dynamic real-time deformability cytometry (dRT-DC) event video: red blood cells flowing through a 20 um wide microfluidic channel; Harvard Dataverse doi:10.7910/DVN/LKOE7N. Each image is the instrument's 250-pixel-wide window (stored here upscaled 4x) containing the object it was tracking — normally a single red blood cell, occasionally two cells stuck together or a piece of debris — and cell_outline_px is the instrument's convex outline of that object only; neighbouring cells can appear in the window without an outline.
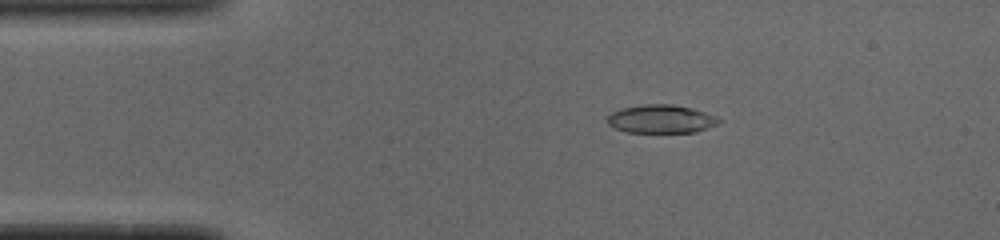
{"species": "common noctule bat (a hibernating species)", "species_latin": "Nyctalus noctula", "temperature_condition": "cold", "stored_images_in_passage": 15, "camera_frame_rate_fps": 3000, "um_per_image_px": 0.085, "animal": {"sex": "male", "body_mass_g": 19.0, "forearm_length_mm": 50.8}, "frame": {"image": 1, "passage_image": 9, "time_ms": 2.667, "image_size_px": [1000, 240], "cell_outline_px": [[720, 120], [716, 124], [692, 132], [628, 132], [616, 128], [608, 124], [608, 116], [612, 112], [620, 108], [644, 104], [672, 104], [692, 108], [716, 116]], "centroid_in_image_um": [56.15, 10.1], "position_along_channel_um": 28.9, "area_um2": 18.09}}